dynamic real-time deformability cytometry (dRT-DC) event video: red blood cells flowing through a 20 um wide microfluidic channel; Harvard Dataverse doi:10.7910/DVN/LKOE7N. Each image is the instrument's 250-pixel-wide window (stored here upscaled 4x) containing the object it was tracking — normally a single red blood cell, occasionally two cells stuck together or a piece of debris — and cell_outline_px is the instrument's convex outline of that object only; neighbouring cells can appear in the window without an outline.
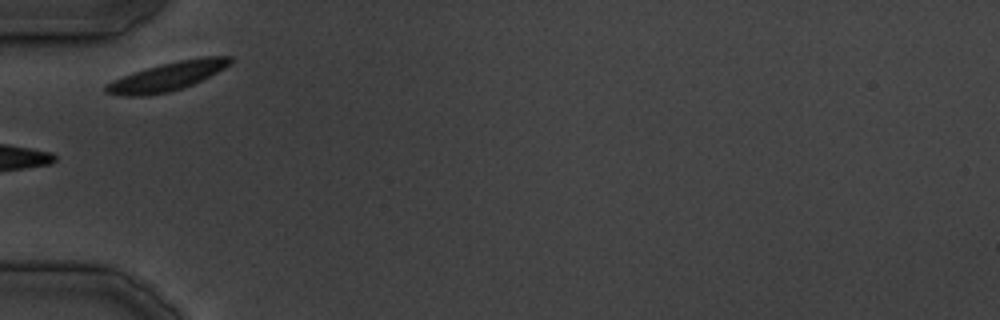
{"species": "common noctule bat (a hibernating species)", "species_latin": "Nyctalus noctula", "temperature_condition": "cold", "stored_images_in_passage": 24, "camera_frame_rate_fps": 3000, "um_per_image_px": 0.085, "animal": {"sex": "male", "body_mass_g": 19.5, "forearm_length_mm": 54.6}, "frame": {"image": 1, "passage_image": 1, "time_ms": 0.0, "image_size_px": [1000, 320], "cell_outline_px": [[232, 60], [224, 68], [192, 84], [168, 92], [144, 96], [124, 96], [104, 92], [104, 84], [112, 80], [132, 72], [160, 64], [180, 60], [204, 56], [232, 56]], "centroid_in_image_um": [14.15, 6.5], "position_along_channel_um": 70.9, "area_um2": 20.46}}
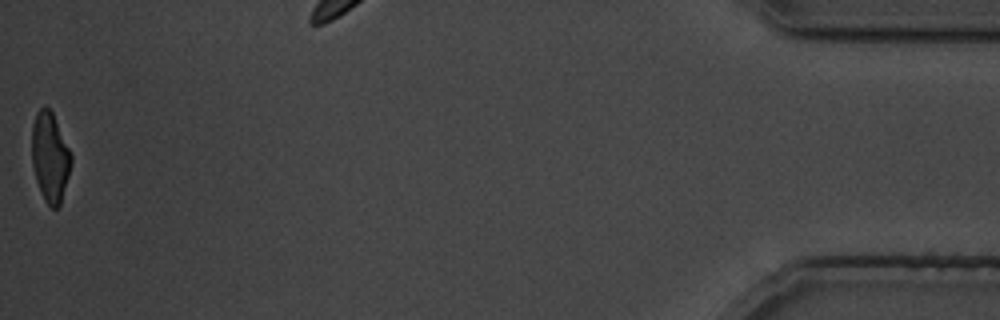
{"frame": {"image": 2, "passage_image": 24, "time_ms": 29.333, "image_size_px": [1000, 320], "cell_outline_px": [[72, 164], [60, 204], [56, 208], [52, 208], [44, 200], [36, 180], [32, 164], [32, 124], [36, 112], [40, 108], [48, 108], [52, 112], [72, 156]], "centroid_in_image_um": [4.25, 13.36], "position_along_channel_um": 431.0, "area_um2": 20.29}}